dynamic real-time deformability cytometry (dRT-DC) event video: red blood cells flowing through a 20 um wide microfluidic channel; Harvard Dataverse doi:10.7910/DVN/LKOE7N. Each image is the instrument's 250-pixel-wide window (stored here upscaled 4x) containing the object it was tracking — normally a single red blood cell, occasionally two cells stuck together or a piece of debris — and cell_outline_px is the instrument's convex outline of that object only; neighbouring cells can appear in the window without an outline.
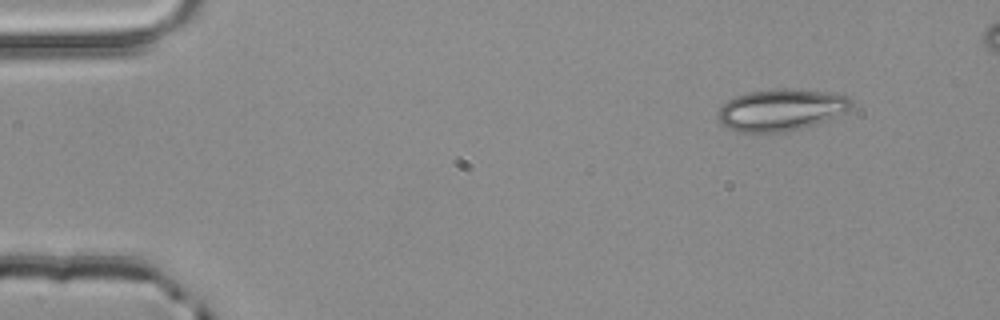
{"species": "common noctule bat (a hibernating species)", "species_latin": "Nyctalus noctula", "temperature_condition": "room temperature", "stored_images_in_passage": 4, "camera_frame_rate_fps": 3000, "um_per_image_px": 0.085, "animal": {"sex": "male", "body_mass_g": 20.4}, "frame": {"image": 1, "passage_image": 1, "time_ms": 0.0, "image_size_px": [1000, 320], "cell_outline_px": [[852, 112], [800, 128], [784, 132], [736, 132], [720, 124], [716, 116], [716, 112], [728, 100], [736, 96], [748, 92], [780, 88], [792, 88], [832, 92], [848, 96], [852, 100]], "centroid_in_image_um": [66.42, 9.33], "position_along_channel_um": 18.6, "area_um2": 33.0}}